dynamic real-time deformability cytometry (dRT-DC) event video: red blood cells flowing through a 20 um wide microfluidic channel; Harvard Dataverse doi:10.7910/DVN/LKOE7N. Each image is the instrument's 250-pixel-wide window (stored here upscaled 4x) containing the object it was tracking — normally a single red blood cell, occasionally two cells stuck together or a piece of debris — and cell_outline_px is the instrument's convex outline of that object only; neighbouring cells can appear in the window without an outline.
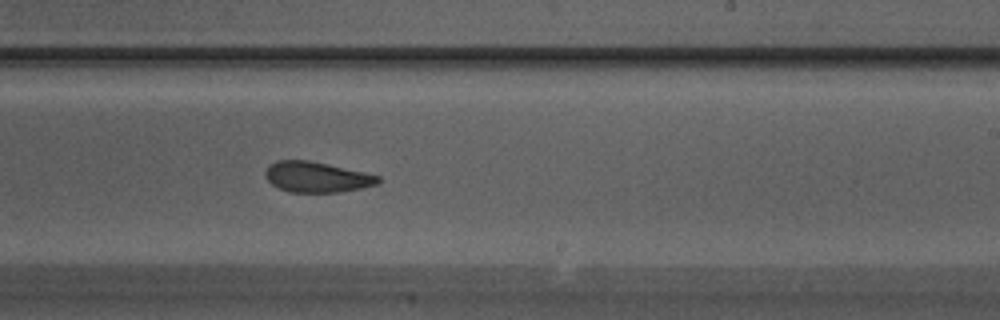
{"species": "Egyptian fruit bat (a non-hibernating species)", "species_latin": "Rousettus aegyptiacus", "temperature_condition": "warm", "stored_images_in_passage": 28, "camera_frame_rate_fps": 3000, "um_per_image_px": 0.085, "animal": {"sex": "male"}, "frame": {"image": 1, "passage_image": 16, "time_ms": 5.0, "image_size_px": [1000, 320], "cell_outline_px": [[380, 184], [340, 192], [288, 192], [272, 184], [264, 176], [264, 172], [276, 160], [308, 160], [364, 172], [380, 176]], "centroid_in_image_um": [26.93, 15.05], "position_along_channel_um": 262.1, "area_um2": 19.94}}
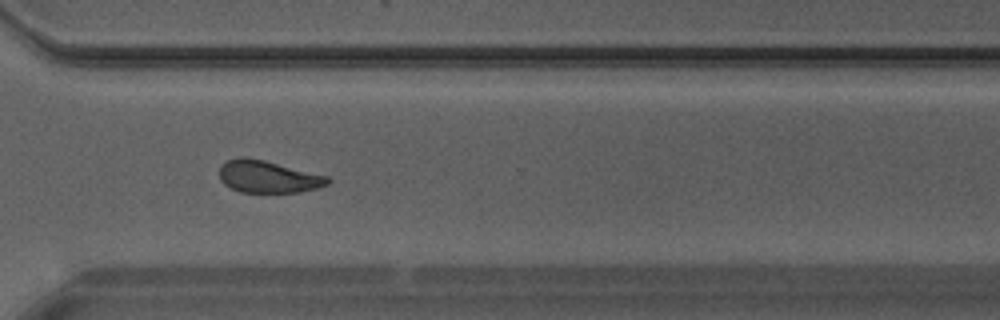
{"frame": {"image": 2, "passage_image": 20, "time_ms": 6.333, "image_size_px": [1000, 320], "cell_outline_px": [[332, 180], [328, 184], [316, 188], [300, 192], [240, 192], [224, 184], [220, 180], [220, 164], [228, 160], [240, 156], [244, 156], [264, 160], [328, 176]], "centroid_in_image_um": [22.77, 15.01], "position_along_channel_um": 347.8, "area_um2": 20.35}}